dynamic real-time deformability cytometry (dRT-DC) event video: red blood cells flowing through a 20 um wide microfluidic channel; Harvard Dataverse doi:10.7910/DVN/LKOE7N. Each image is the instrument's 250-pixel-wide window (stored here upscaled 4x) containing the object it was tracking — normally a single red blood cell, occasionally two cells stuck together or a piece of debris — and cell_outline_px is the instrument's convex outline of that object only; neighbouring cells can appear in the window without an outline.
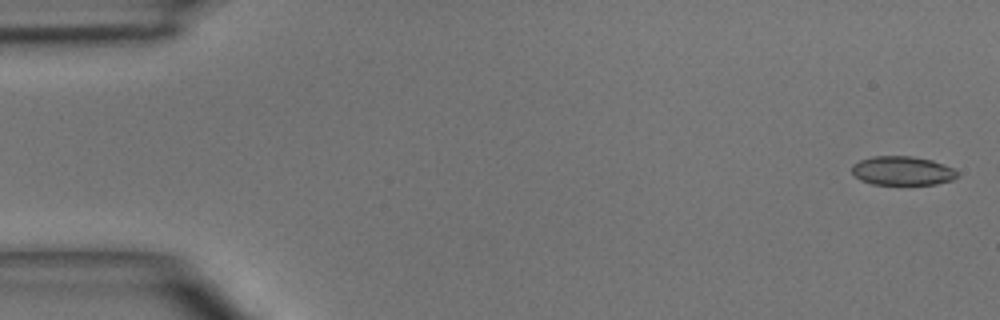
{"species": "common noctule bat (a hibernating species)", "species_latin": "Nyctalus noctula", "temperature_condition": "room temperature", "stored_images_in_passage": 7, "camera_frame_rate_fps": 3000, "um_per_image_px": 0.085, "animal": {"sex": "male", "body_mass_g": 15.6}, "frame": {"image": 1, "passage_image": 1, "time_ms": 0.0, "image_size_px": [1000, 320], "cell_outline_px": [[956, 176], [952, 180], [936, 184], [872, 184], [860, 180], [852, 172], [852, 164], [860, 160], [872, 156], [912, 156], [932, 160], [944, 164], [952, 168], [956, 172]], "centroid_in_image_um": [76.67, 14.51], "position_along_channel_um": 8.3, "area_um2": 17.69}}
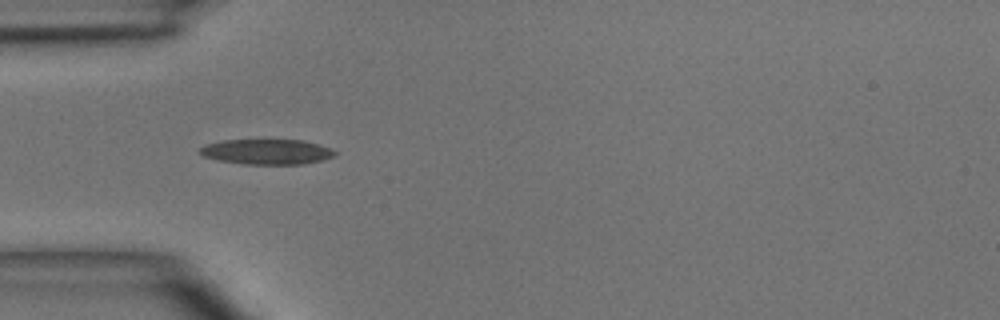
{"frame": {"image": 2, "passage_image": 4, "time_ms": 4.333, "image_size_px": [1000, 320], "cell_outline_px": [[336, 156], [324, 160], [304, 164], [244, 164], [216, 160], [204, 156], [200, 152], [200, 148], [204, 144], [224, 140], [304, 140], [332, 148], [336, 152]], "centroid_in_image_um": [22.72, 12.9], "position_along_channel_um": 62.3, "area_um2": 20.0}}
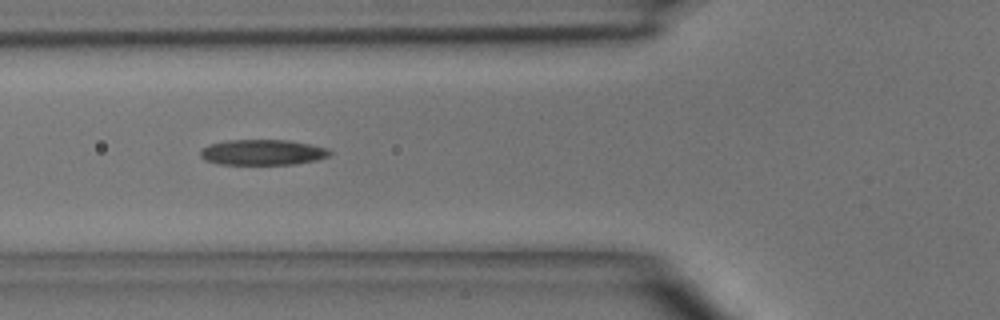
{"frame": {"image": 3, "passage_image": 5, "time_ms": 5.333, "image_size_px": [1000, 320], "cell_outline_px": [[332, 152], [328, 156], [316, 160], [296, 164], [220, 164], [204, 160], [200, 156], [200, 152], [204, 148], [212, 144], [228, 140], [288, 140], [328, 148]], "centroid_in_image_um": [22.34, 12.95], "position_along_channel_um": 103.5, "area_um2": 19.07}}